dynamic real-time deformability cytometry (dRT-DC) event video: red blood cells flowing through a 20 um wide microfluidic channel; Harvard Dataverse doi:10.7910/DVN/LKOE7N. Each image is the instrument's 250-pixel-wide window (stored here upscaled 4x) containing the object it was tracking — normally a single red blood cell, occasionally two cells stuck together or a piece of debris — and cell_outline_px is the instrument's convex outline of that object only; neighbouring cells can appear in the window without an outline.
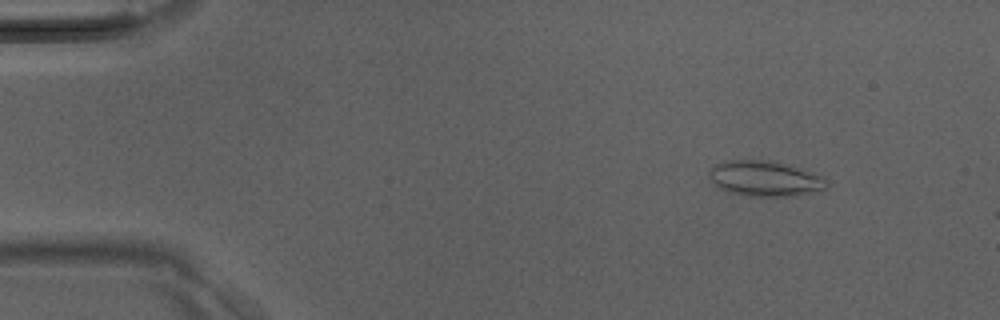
{"species": "Egyptian fruit bat (a non-hibernating species)", "species_latin": "Rousettus aegyptiacus", "temperature_condition": "room temperature", "stored_images_in_passage": 5, "camera_frame_rate_fps": 3000, "um_per_image_px": 0.085, "animal": {"sex": "male"}, "frame": {"image": 1, "passage_image": 4, "time_ms": 1.0, "image_size_px": [1000, 320], "cell_outline_px": [[828, 188], [796, 196], [752, 196], [732, 192], [720, 188], [708, 176], [708, 172], [716, 164], [724, 160], [764, 160], [812, 172], [824, 176], [828, 184]], "centroid_in_image_um": [65.03, 15.19], "position_along_channel_um": 20.0, "area_um2": 23.81}}